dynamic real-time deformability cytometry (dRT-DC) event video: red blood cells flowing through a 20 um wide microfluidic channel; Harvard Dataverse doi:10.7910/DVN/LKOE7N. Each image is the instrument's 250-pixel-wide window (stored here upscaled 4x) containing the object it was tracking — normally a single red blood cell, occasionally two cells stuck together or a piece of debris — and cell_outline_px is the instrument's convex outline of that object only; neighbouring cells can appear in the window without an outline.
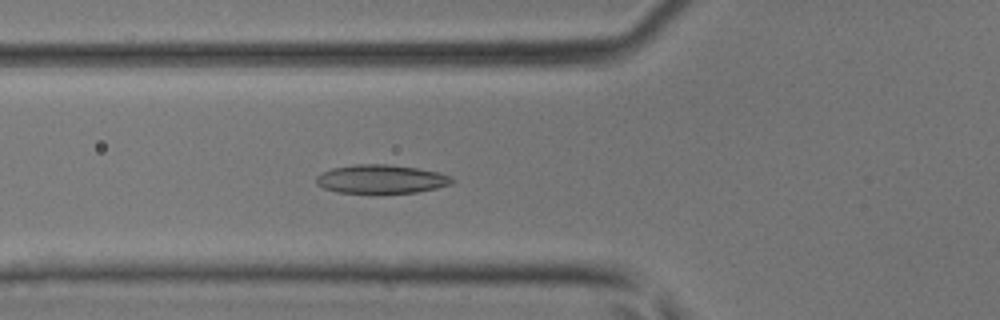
{"species": "common noctule bat (a hibernating species)", "species_latin": "Nyctalus noctula", "temperature_condition": "room temperature", "stored_images_in_passage": 37, "camera_frame_rate_fps": 3000, "um_per_image_px": 0.085, "animal": {"sex": "male", "body_mass_g": 17.9, "forearm_length_mm": 54.2}, "frame": {"image": 1, "passage_image": 8, "time_ms": 2.333, "image_size_px": [1000, 320], "cell_outline_px": [[456, 180], [452, 184], [436, 188], [416, 192], [336, 192], [324, 188], [316, 184], [316, 176], [320, 172], [332, 168], [356, 164], [388, 164], [416, 168], [440, 172], [452, 176]], "centroid_in_image_um": [32.41, 15.2], "position_along_channel_um": 93.4, "area_um2": 22.66}}
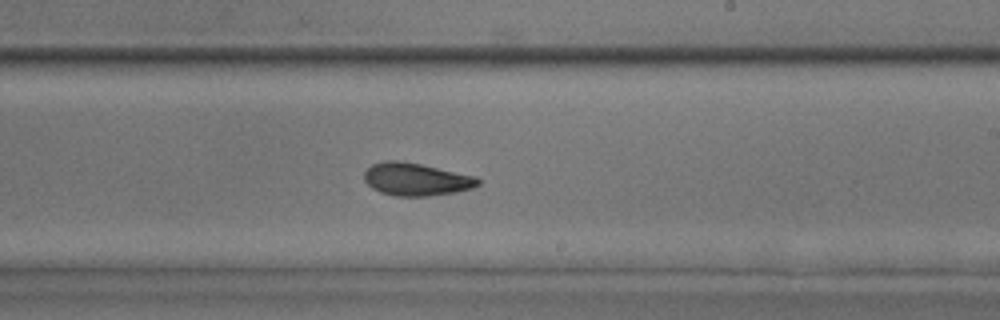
{"frame": {"image": 2, "passage_image": 19, "time_ms": 6.0, "image_size_px": [1000, 320], "cell_outline_px": [[480, 184], [472, 188], [456, 192], [428, 196], [396, 196], [380, 192], [372, 188], [364, 180], [364, 172], [372, 164], [384, 160], [400, 160], [420, 164], [476, 176], [480, 180]], "centroid_in_image_um": [35.36, 15.24], "position_along_channel_um": 253.6, "area_um2": 21.73}}
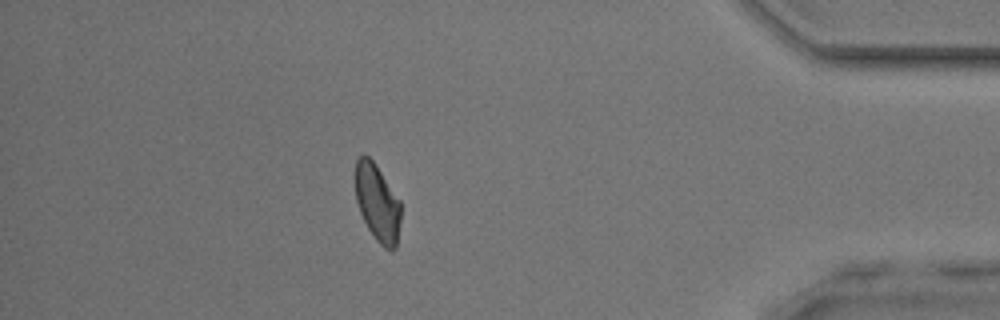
{"frame": {"image": 3, "passage_image": 32, "time_ms": 10.333, "image_size_px": [1000, 320], "cell_outline_px": [[400, 220], [396, 248], [392, 252], [384, 248], [376, 240], [368, 228], [360, 212], [356, 200], [352, 176], [356, 160], [360, 156], [368, 156], [376, 164], [400, 200]], "centroid_in_image_um": [32.04, 17.21], "position_along_channel_um": 403.2, "area_um2": 20.92}}